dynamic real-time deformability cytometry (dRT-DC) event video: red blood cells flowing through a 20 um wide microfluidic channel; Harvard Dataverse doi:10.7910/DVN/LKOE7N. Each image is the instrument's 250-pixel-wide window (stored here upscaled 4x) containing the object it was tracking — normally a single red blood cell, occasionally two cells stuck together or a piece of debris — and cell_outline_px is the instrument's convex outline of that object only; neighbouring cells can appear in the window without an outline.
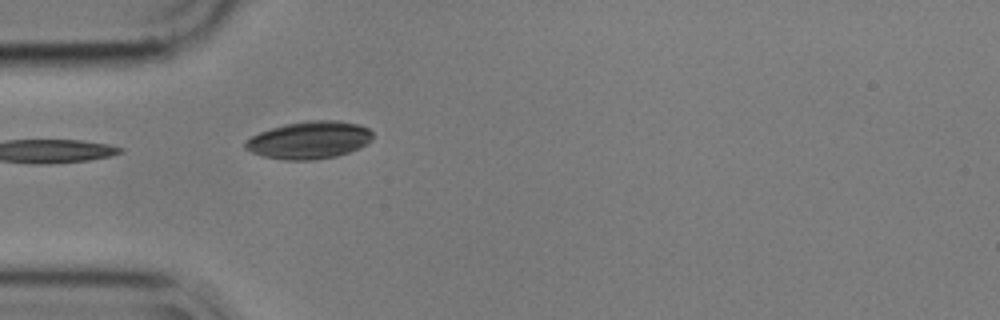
{"species": "common noctule bat (a hibernating species)", "species_latin": "Nyctalus noctula", "temperature_condition": "cold", "stored_images_in_passage": 24, "camera_frame_rate_fps": 3000, "um_per_image_px": 0.085, "animal": {"sex": "male", "body_mass_g": 17.9}, "frame": {"image": 1, "passage_image": 1, "time_ms": 0.0, "image_size_px": [1000, 320], "cell_outline_px": [[372, 140], [368, 144], [360, 148], [336, 156], [316, 160], [284, 160], [260, 156], [244, 148], [244, 144], [252, 136], [260, 132], [284, 124], [308, 120], [336, 120], [360, 124], [368, 128], [372, 132]], "centroid_in_image_um": [26.31, 11.91], "position_along_channel_um": 58.7, "area_um2": 28.03}}